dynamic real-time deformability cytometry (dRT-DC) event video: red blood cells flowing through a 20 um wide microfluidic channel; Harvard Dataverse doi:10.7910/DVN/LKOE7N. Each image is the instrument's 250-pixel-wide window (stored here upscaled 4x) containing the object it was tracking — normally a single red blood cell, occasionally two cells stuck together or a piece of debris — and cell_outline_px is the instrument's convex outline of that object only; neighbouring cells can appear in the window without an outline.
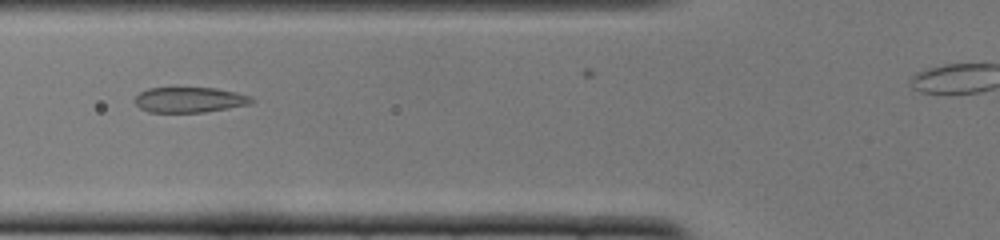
{"species": "common noctule bat (a hibernating species)", "species_latin": "Nyctalus noctula", "temperature_condition": "cold", "stored_images_in_passage": 33, "camera_frame_rate_fps": 3000, "um_per_image_px": 0.085, "animal": {"sex": "female", "body_mass_g": 22.0, "forearm_length_mm": 56.7}, "frame": {"image": 1, "passage_image": 3, "time_ms": 0.667, "image_size_px": [1000, 240], "cell_outline_px": [[256, 100], [252, 104], [204, 112], [148, 112], [140, 108], [136, 104], [136, 96], [140, 92], [148, 88], [216, 88], [236, 92], [252, 96]], "centroid_in_image_um": [16.17, 8.48], "position_along_channel_um": 109.6, "area_um2": 17.28}}
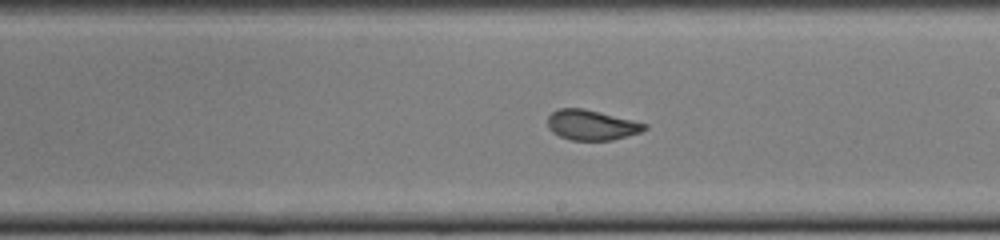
{"frame": {"image": 2, "passage_image": 10, "time_ms": 3.0, "image_size_px": [1000, 240], "cell_outline_px": [[648, 128], [640, 132], [612, 140], [572, 140], [560, 136], [552, 132], [548, 124], [548, 116], [552, 112], [560, 108], [584, 108], [648, 124]], "centroid_in_image_um": [50.28, 10.62], "position_along_channel_um": 238.7, "area_um2": 16.88}}
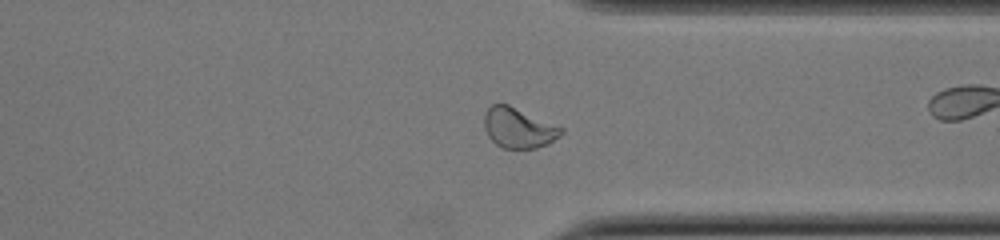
{"frame": {"image": 3, "passage_image": 20, "time_ms": 6.333, "image_size_px": [1000, 240], "cell_outline_px": [[564, 132], [560, 136], [548, 144], [536, 148], [504, 148], [496, 144], [488, 136], [484, 128], [484, 112], [492, 104], [508, 104], [564, 128]], "centroid_in_image_um": [44.07, 10.87], "position_along_channel_um": 367.3, "area_um2": 18.03}, "authors_computed_cell_mechanics": {"area_um2": 17.7446, "velocity_mm_per_s": 3.8898, "shape_relaxation_time_tau1_ms": 1.3649, "shape_relaxation_time_tau2_ms": null, "deformation_change_tau1": 0.1248, "deformation_change_tau2": null}}